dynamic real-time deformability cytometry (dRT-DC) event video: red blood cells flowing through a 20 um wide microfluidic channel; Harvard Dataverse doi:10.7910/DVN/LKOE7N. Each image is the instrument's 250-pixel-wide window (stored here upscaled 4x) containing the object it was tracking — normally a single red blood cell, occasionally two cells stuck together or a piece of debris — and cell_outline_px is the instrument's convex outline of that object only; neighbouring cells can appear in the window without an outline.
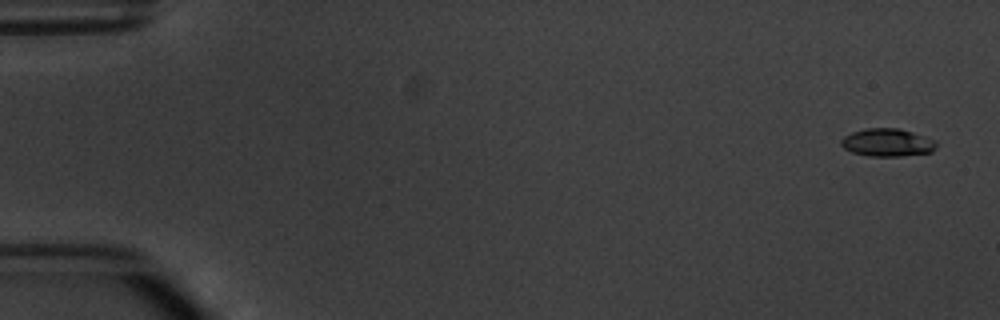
{"species": "common noctule bat (a hibernating species)", "species_latin": "Nyctalus noctula", "temperature_condition": "warm", "stored_images_in_passage": 6, "camera_frame_rate_fps": 3000, "um_per_image_px": 0.085, "animal": {"sex": "male", "body_mass_g": 20.1, "forearm_length_mm": 53.5}, "frame": {"image": 1, "passage_image": 1, "time_ms": 0.0, "image_size_px": [1000, 320], "cell_outline_px": [[936, 148], [932, 152], [900, 156], [868, 156], [852, 152], [844, 148], [840, 144], [840, 140], [844, 136], [852, 132], [864, 128], [896, 128], [912, 132], [936, 140]], "centroid_in_image_um": [75.41, 12.11], "position_along_channel_um": 9.6, "area_um2": 15.49}}
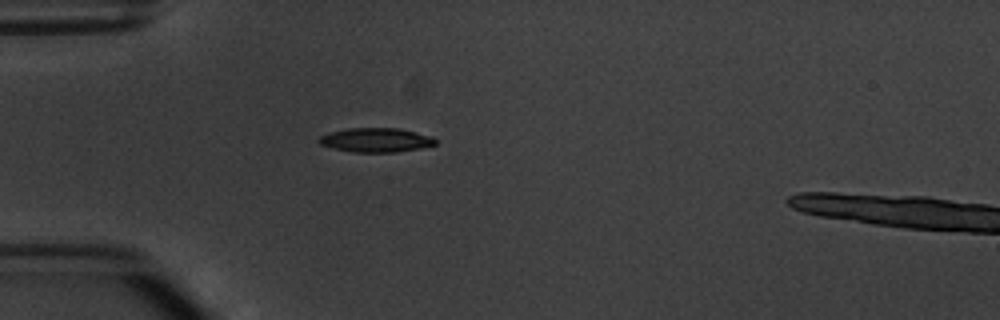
{"frame": {"image": 2, "passage_image": 5, "time_ms": 4.667, "image_size_px": [1000, 320], "cell_outline_px": [[436, 144], [420, 148], [396, 152], [352, 152], [332, 148], [320, 144], [316, 140], [320, 136], [328, 132], [348, 128], [400, 128], [416, 132], [428, 136], [436, 140]], "centroid_in_image_um": [31.89, 11.9], "position_along_channel_um": 53.1, "area_um2": 16.42}}